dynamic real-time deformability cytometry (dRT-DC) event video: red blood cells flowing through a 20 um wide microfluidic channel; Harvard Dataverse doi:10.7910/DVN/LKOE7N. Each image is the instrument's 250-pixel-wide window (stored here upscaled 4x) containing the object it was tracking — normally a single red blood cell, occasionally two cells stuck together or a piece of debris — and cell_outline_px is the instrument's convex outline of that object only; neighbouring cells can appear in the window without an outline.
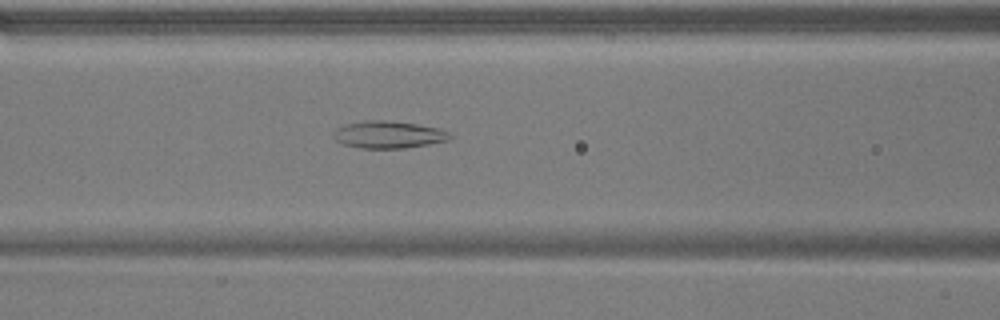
{"species": "common noctule bat (a hibernating species)", "species_latin": "Nyctalus noctula", "temperature_condition": "warm", "stored_images_in_passage": 46, "segment_of_instrument_passage": [1, 2], "camera_frame_rate_fps": 3000, "um_per_image_px": 0.085, "animal": {"sex": "male", "body_mass_g": 17.9}, "frame": {"image": 1, "passage_image": 22, "time_ms": 7.0, "image_size_px": [1000, 320], "cell_outline_px": [[452, 136], [448, 140], [428, 144], [404, 148], [360, 148], [344, 144], [336, 140], [332, 136], [332, 132], [336, 128], [344, 124], [360, 120], [384, 120], [416, 124], [440, 128], [448, 132]], "centroid_in_image_um": [32.97, 11.43], "position_along_channel_um": 133.6, "area_um2": 18.55}}
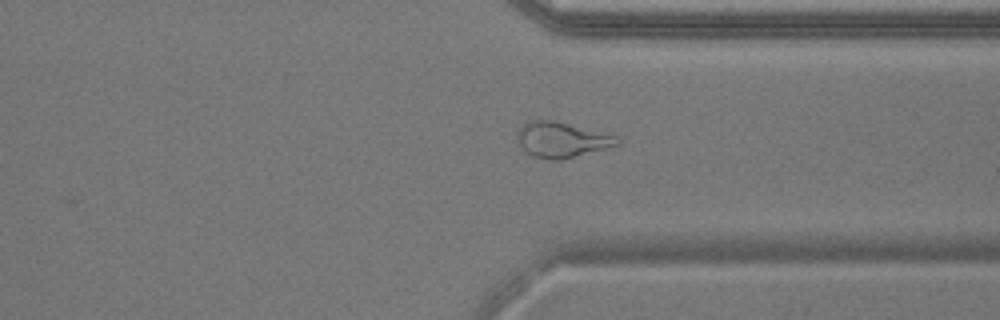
{"frame": {"image": 2, "passage_image": 40, "time_ms": 13.0, "image_size_px": [1000, 320], "cell_outline_px": [[620, 144], [560, 160], [548, 160], [532, 156], [520, 144], [516, 136], [520, 128], [528, 120], [556, 120], [616, 136], [620, 140]], "centroid_in_image_um": [47.73, 11.87], "position_along_channel_um": 363.7, "area_um2": 20.35}}
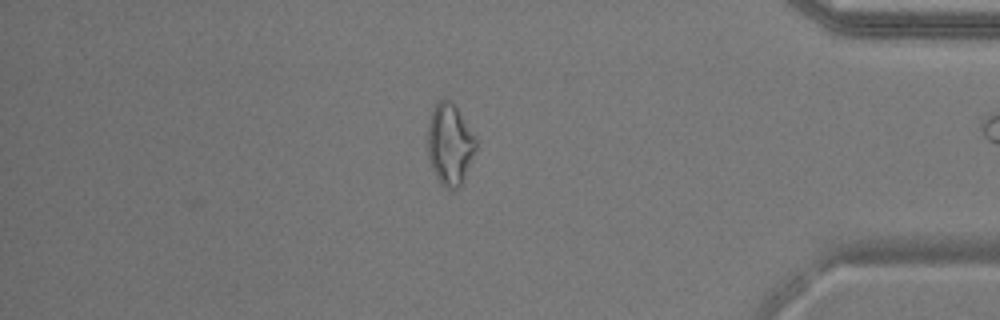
{"frame": {"image": 3, "passage_image": 45, "time_ms": 14.667, "image_size_px": [1000, 320], "cell_outline_px": [[476, 148], [460, 188], [452, 192], [436, 176], [432, 168], [428, 156], [428, 120], [436, 104], [444, 96], [456, 108], [476, 136]], "centroid_in_image_um": [38.24, 12.27], "position_along_channel_um": 397.0, "area_um2": 22.6}}